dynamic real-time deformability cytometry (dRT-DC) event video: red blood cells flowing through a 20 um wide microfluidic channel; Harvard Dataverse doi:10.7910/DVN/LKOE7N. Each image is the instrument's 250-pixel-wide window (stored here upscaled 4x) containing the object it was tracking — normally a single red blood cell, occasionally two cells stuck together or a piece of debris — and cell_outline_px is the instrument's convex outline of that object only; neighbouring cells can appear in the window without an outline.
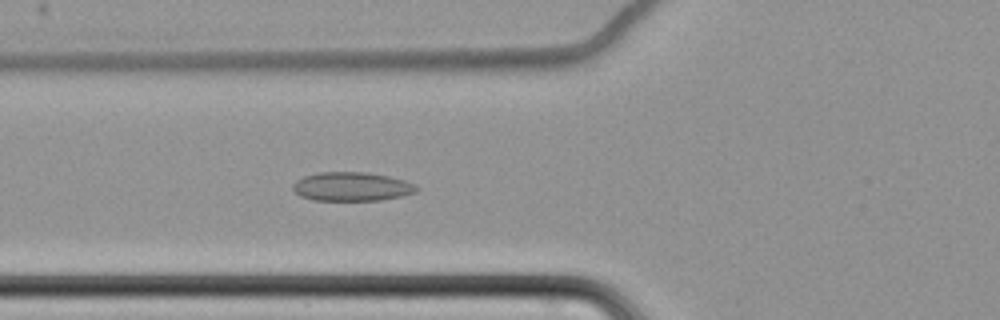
{"species": "common noctule bat (a hibernating species)", "species_latin": "Nyctalus noctula", "temperature_condition": "cold", "stored_images_in_passage": 52, "camera_frame_rate_fps": 3000, "um_per_image_px": 0.085, "animal": {"sex": "female", "body_mass_g": 22.7, "forearm_length_mm": 54.2}, "frame": {"image": 1, "passage_image": 15, "time_ms": 4.667, "image_size_px": [1000, 320], "cell_outline_px": [[420, 188], [416, 192], [404, 196], [380, 200], [316, 200], [300, 196], [292, 188], [292, 184], [296, 180], [304, 176], [320, 172], [368, 172], [388, 176], [404, 180], [416, 184]], "centroid_in_image_um": [29.93, 15.85], "position_along_channel_um": 95.9, "area_um2": 20.92}}
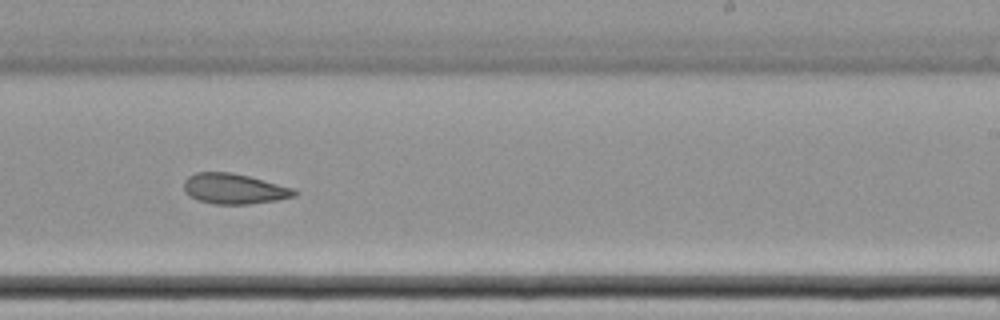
{"frame": {"image": 2, "passage_image": 30, "time_ms": 9.667, "image_size_px": [1000, 320], "cell_outline_px": [[300, 192], [296, 196], [276, 200], [248, 204], [212, 204], [188, 196], [184, 192], [184, 180], [188, 176], [196, 172], [232, 172], [248, 176], [292, 188]], "centroid_in_image_um": [19.87, 16.05], "position_along_channel_um": 269.1, "area_um2": 19.54}}
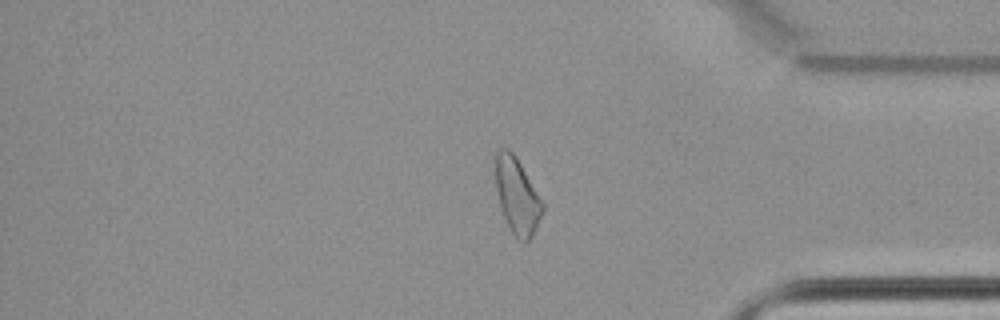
{"frame": {"image": 3, "passage_image": 42, "time_ms": 13.667, "image_size_px": [1000, 320], "cell_outline_px": [[544, 212], [532, 236], [524, 244], [512, 232], [504, 216], [500, 204], [496, 188], [496, 152], [500, 148], [508, 148], [516, 156], [544, 204]], "centroid_in_image_um": [43.97, 16.65], "position_along_channel_um": 391.2, "area_um2": 20.52}}